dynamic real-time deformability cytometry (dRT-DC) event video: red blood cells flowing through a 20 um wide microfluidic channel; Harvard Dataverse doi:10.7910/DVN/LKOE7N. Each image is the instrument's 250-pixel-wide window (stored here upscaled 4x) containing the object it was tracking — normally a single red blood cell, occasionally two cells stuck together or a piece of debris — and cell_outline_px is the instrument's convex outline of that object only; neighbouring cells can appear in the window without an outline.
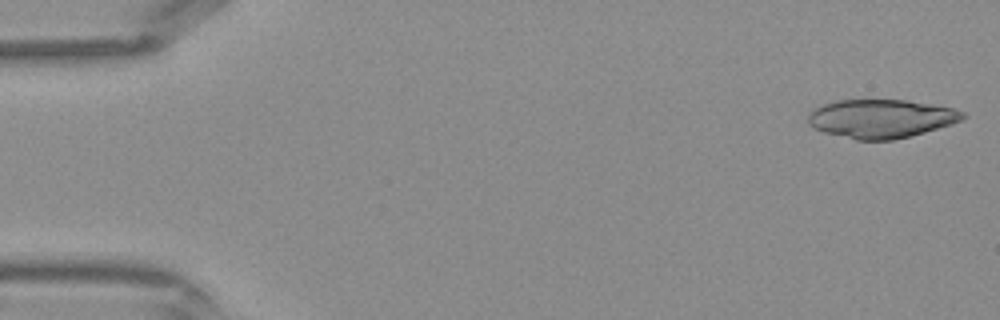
{"species": "Egyptian fruit bat (a non-hibernating species)", "species_latin": "Rousettus aegyptiacus", "temperature_condition": "warm", "stored_images_in_passage": 41, "camera_frame_rate_fps": 3000, "um_per_image_px": 0.085, "frame": {"image": 1, "passage_image": 1, "time_ms": 0.0, "image_size_px": [1000, 320], "cell_outline_px": [[968, 116], [952, 124], [924, 132], [892, 140], [856, 140], [824, 132], [808, 124], [808, 116], [820, 104], [836, 100], [908, 100], [952, 108], [964, 112]], "centroid_in_image_um": [74.89, 10.08], "position_along_channel_um": 10.1, "area_um2": 34.62}}
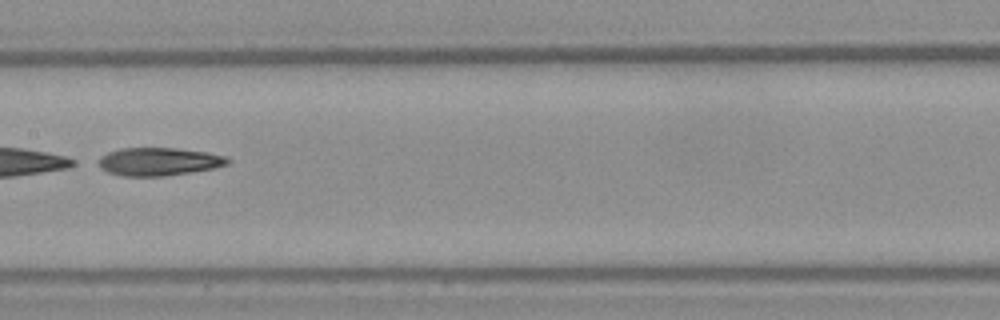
{"frame": {"image": 2, "passage_image": 21, "time_ms": 6.667, "image_size_px": [1000, 320], "cell_outline_px": [[232, 160], [228, 164], [212, 168], [192, 172], [164, 176], [124, 176], [108, 172], [100, 168], [100, 156], [108, 152], [120, 148], [176, 148], [208, 152], [224, 156]], "centroid_in_image_um": [13.51, 13.73], "position_along_channel_um": 193.9, "area_um2": 21.04}}
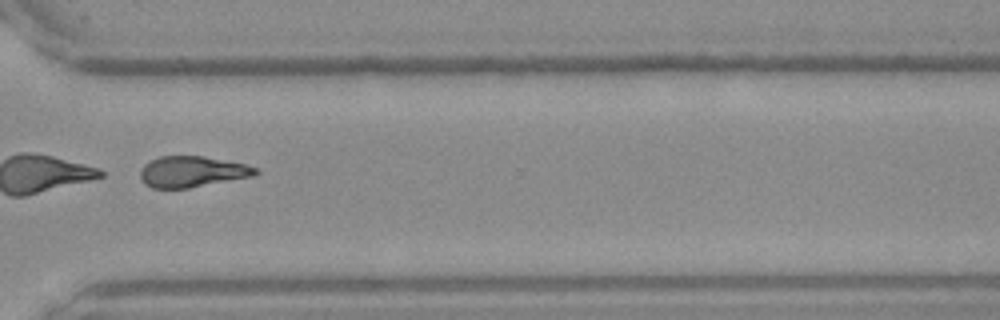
{"frame": {"image": 3, "passage_image": 31, "time_ms": 10.0, "image_size_px": [1000, 320], "cell_outline_px": [[260, 172], [252, 176], [188, 188], [152, 188], [144, 184], [140, 176], [140, 168], [148, 160], [160, 156], [204, 156], [244, 164], [260, 168]], "centroid_in_image_um": [16.3, 14.58], "position_along_channel_um": 354.3, "area_um2": 20.87}}